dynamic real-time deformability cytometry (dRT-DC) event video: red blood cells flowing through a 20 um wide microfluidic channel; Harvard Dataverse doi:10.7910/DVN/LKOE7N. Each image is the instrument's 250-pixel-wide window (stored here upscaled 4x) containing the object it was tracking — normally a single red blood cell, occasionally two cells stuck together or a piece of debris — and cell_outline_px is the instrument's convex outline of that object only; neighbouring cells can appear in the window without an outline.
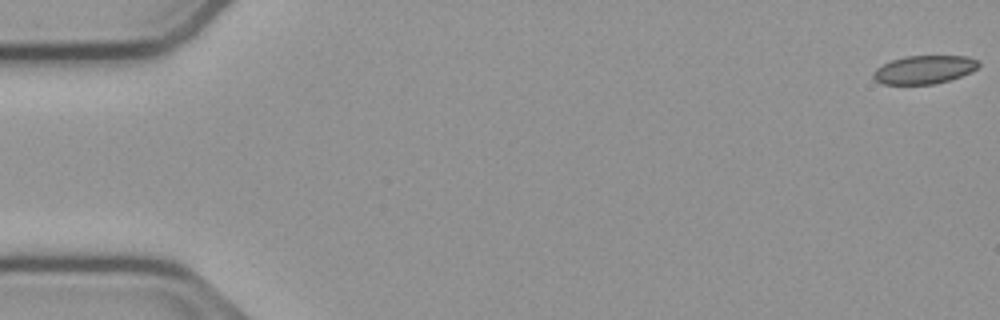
{"species": "common noctule bat (a hibernating species)", "species_latin": "Nyctalus noctula", "temperature_condition": "cold", "stored_images_in_passage": 55, "camera_frame_rate_fps": 3000, "um_per_image_px": 0.085, "animal": {"sex": "male", "body_mass_g": 23.1, "forearm_length_mm": 52.7}, "frame": {"image": 1, "passage_image": 1, "time_ms": 0.0, "image_size_px": [1000, 320], "cell_outline_px": [[980, 64], [972, 72], [936, 84], [880, 84], [872, 76], [872, 72], [876, 68], [892, 60], [908, 56], [968, 56], [980, 60]], "centroid_in_image_um": [78.57, 5.92], "position_along_channel_um": 6.4, "area_um2": 17.4}}
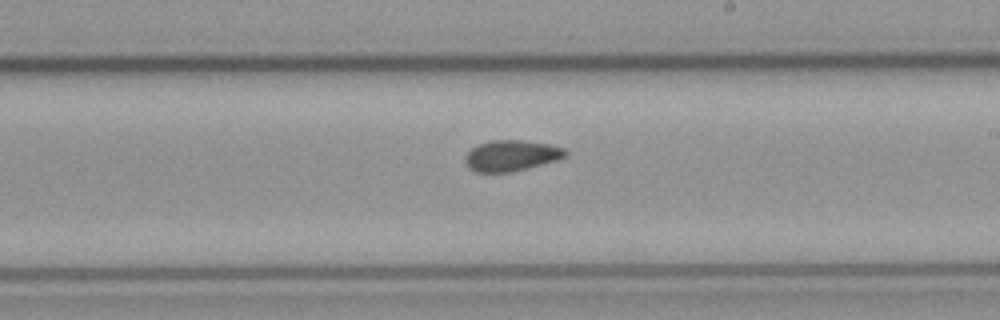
{"frame": {"image": 2, "passage_image": 32, "time_ms": 10.333, "image_size_px": [1000, 320], "cell_outline_px": [[568, 152], [564, 156], [556, 160], [512, 172], [476, 172], [468, 168], [464, 160], [464, 156], [472, 148], [480, 144], [492, 140], [520, 140], [548, 144], [564, 148]], "centroid_in_image_um": [43.42, 13.23], "position_along_channel_um": 245.6, "area_um2": 17.86}}
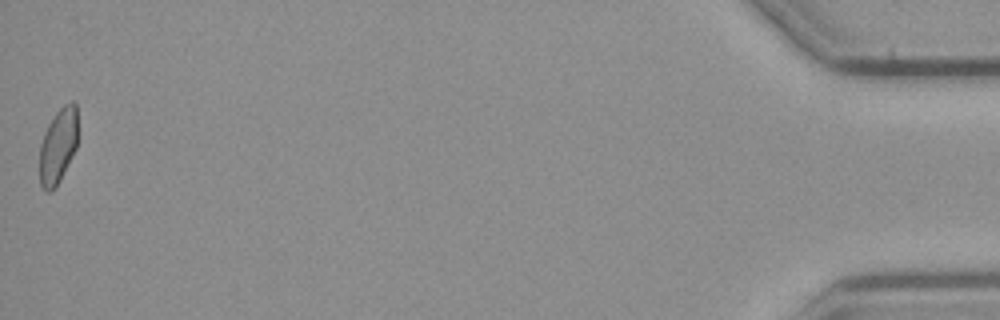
{"frame": {"image": 3, "passage_image": 55, "time_ms": 18.0, "image_size_px": [1000, 320], "cell_outline_px": [[76, 148], [56, 188], [52, 192], [48, 192], [40, 184], [40, 144], [44, 132], [48, 124], [56, 112], [64, 104], [72, 100], [76, 104]], "centroid_in_image_um": [4.92, 12.41], "position_along_channel_um": 430.3, "area_um2": 16.59}, "authors_computed_cell_mechanics": {"area_um2": 17.918, "velocity_mm_per_s": 3.7622, "shape_relaxation_time_tau1_ms": null, "shape_relaxation_time_tau2_ms": 4.3335, "deformation_change_tau1": null, "deformation_change_tau2": 0.0757}}